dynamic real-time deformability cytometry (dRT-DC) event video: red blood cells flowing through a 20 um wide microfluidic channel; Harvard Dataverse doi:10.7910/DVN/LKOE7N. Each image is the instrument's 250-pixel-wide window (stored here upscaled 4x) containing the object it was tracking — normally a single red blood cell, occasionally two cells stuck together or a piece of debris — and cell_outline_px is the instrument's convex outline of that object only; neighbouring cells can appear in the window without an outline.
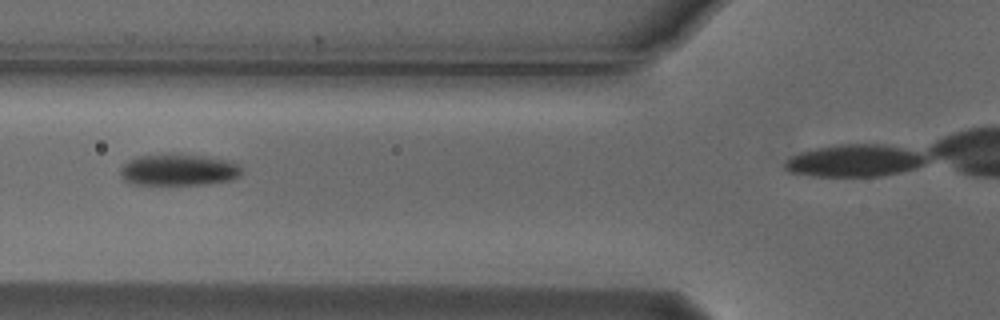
{"species": "Egyptian fruit bat (a non-hibernating species)", "species_latin": "Rousettus aegyptiacus", "temperature_condition": "cold", "stored_images_in_passage": 5, "camera_frame_rate_fps": 3000, "um_per_image_px": 0.085, "animal": {"sex": "male"}, "frame": {"image": 1, "passage_image": 4, "time_ms": 1.0, "image_size_px": [1000, 320], "cell_outline_px": [[244, 172], [240, 176], [232, 180], [204, 184], [132, 184], [124, 180], [120, 176], [120, 168], [128, 160], [136, 156], [204, 156], [228, 160], [240, 164], [244, 168]], "centroid_in_image_um": [15.24, 14.46], "position_along_channel_um": 110.6, "area_um2": 22.02}}